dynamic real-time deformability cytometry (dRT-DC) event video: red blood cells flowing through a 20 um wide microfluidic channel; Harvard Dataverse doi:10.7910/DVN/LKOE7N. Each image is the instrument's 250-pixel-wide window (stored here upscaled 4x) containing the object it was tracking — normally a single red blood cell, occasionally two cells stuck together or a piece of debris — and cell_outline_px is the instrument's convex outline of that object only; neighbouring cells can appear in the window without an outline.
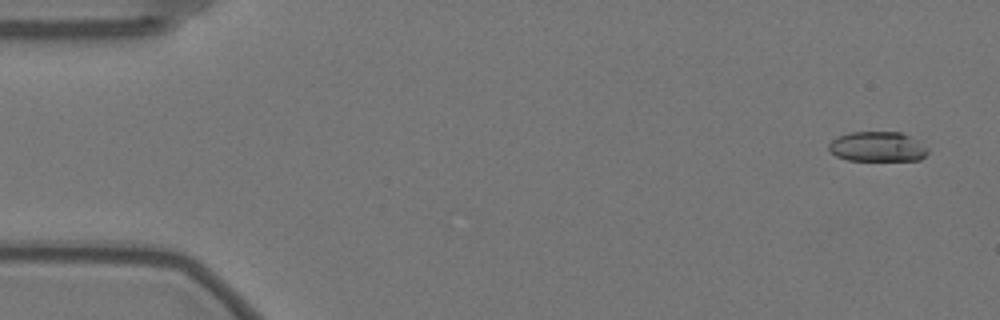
{"species": "Egyptian fruit bat (a non-hibernating species)", "species_latin": "Rousettus aegyptiacus", "temperature_condition": "warm", "stored_images_in_passage": 58, "camera_frame_rate_fps": 3000, "um_per_image_px": 0.085, "animal": {"sex": "female"}, "frame": {"image": 1, "passage_image": 3, "time_ms": 0.667, "image_size_px": [1000, 320], "cell_outline_px": [[928, 152], [920, 160], [848, 160], [836, 156], [828, 148], [828, 144], [836, 136], [852, 132], [900, 132], [920, 140], [928, 148]], "centroid_in_image_um": [74.6, 12.46], "position_along_channel_um": 10.4, "area_um2": 17.4}}
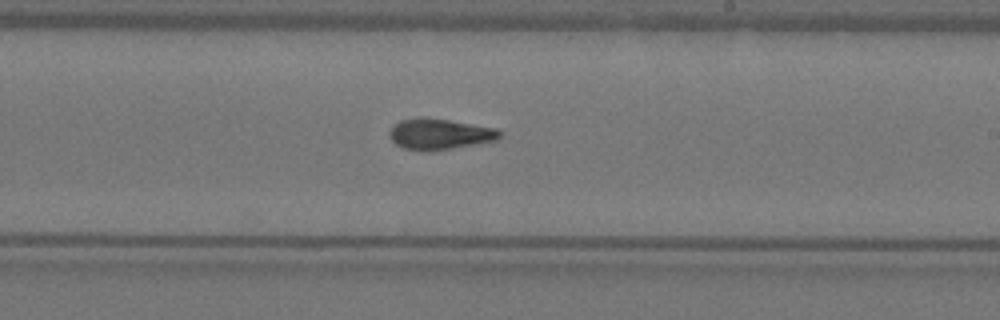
{"frame": {"image": 2, "passage_image": 34, "time_ms": 11.0, "image_size_px": [1000, 320], "cell_outline_px": [[500, 140], [432, 152], [424, 152], [404, 148], [396, 144], [392, 140], [388, 132], [400, 120], [420, 116], [448, 120], [496, 128], [500, 132]], "centroid_in_image_um": [37.37, 11.41], "position_along_channel_um": 251.6, "area_um2": 20.06}}
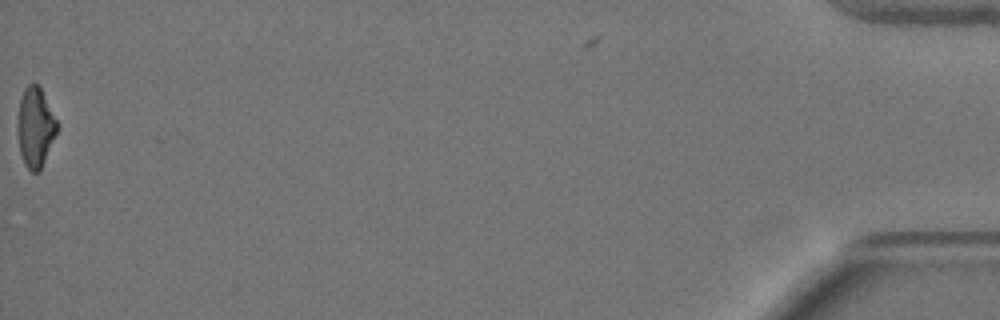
{"frame": {"image": 3, "passage_image": 58, "time_ms": 19.0, "image_size_px": [1000, 320], "cell_outline_px": [[56, 132], [40, 172], [32, 172], [24, 164], [20, 152], [16, 124], [20, 100], [24, 88], [28, 84], [36, 84], [40, 88], [56, 120]], "centroid_in_image_um": [2.96, 10.84], "position_along_channel_um": 432.2, "area_um2": 17.98}, "authors_computed_cell_mechanics": {"area_um2": 19.2185, "velocity_mm_per_s": 3.5379, "shape_relaxation_time_tau1_ms": 8.0332, "shape_relaxation_time_tau2_ms": 3.3242, "deformation_change_tau1": 0.2427, "deformation_change_tau2": 0.0828}}